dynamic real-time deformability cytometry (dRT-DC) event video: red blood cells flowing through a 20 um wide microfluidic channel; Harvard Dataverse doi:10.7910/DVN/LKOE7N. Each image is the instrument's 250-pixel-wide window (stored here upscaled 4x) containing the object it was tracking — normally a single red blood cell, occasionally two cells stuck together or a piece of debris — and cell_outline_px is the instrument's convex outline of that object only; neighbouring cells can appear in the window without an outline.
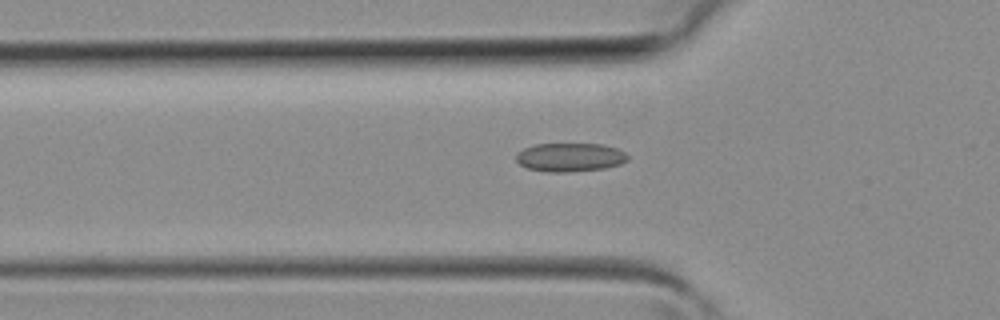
{"species": "common noctule bat (a hibernating species)", "species_latin": "Nyctalus noctula", "temperature_condition": "room temperature", "stored_images_in_passage": 35, "camera_frame_rate_fps": 3000, "um_per_image_px": 0.085, "animal": {"sex": "female", "body_mass_g": 19.3, "forearm_length_mm": 54.1}, "frame": {"image": 1, "passage_image": 13, "time_ms": 4.0, "image_size_px": [1000, 320], "cell_outline_px": [[628, 160], [620, 164], [604, 168], [572, 172], [544, 172], [528, 168], [520, 164], [516, 160], [516, 152], [524, 148], [536, 144], [600, 144], [616, 148], [624, 152], [628, 156]], "centroid_in_image_um": [48.43, 13.37], "position_along_channel_um": 77.4, "area_um2": 18.67}}
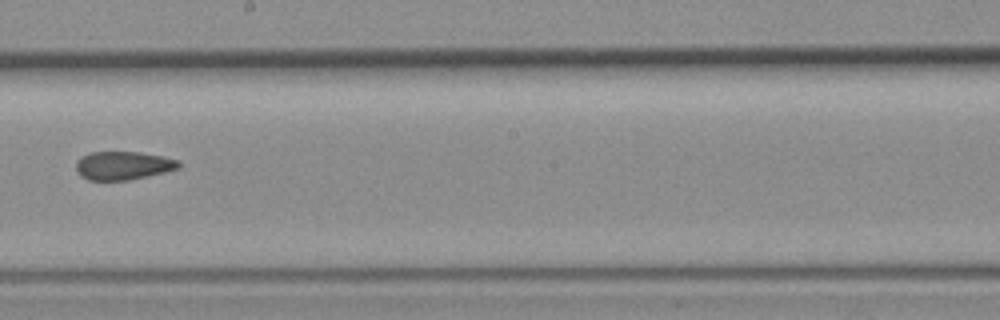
{"frame": {"image": 2, "passage_image": 22, "time_ms": 7.0, "image_size_px": [1000, 320], "cell_outline_px": [[180, 168], [164, 172], [128, 180], [88, 180], [80, 176], [76, 172], [76, 160], [92, 152], [136, 152], [164, 156], [180, 160]], "centroid_in_image_um": [10.47, 14.07], "position_along_channel_um": 237.7, "area_um2": 16.99}}
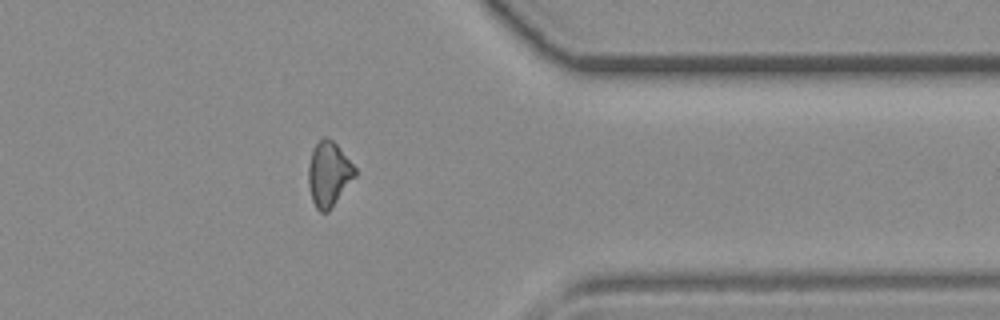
{"frame": {"image": 3, "passage_image": 31, "time_ms": 10.0, "image_size_px": [1000, 320], "cell_outline_px": [[356, 176], [328, 212], [320, 212], [316, 208], [312, 200], [308, 184], [308, 168], [312, 148], [324, 136], [332, 140], [336, 144], [356, 168]], "centroid_in_image_um": [27.93, 14.8], "position_along_channel_um": 383.5, "area_um2": 17.51}}